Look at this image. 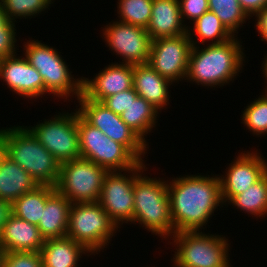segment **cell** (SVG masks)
I'll list each match as a JSON object with an SVG mask.
<instances>
[{"label": "cell", "instance_id": "6da1fadb", "mask_svg": "<svg viewBox=\"0 0 267 267\" xmlns=\"http://www.w3.org/2000/svg\"><path fill=\"white\" fill-rule=\"evenodd\" d=\"M173 177L168 180V195L174 234L207 231L214 212L225 208L218 174L190 173Z\"/></svg>", "mask_w": 267, "mask_h": 267}, {"label": "cell", "instance_id": "7a4b0ae2", "mask_svg": "<svg viewBox=\"0 0 267 267\" xmlns=\"http://www.w3.org/2000/svg\"><path fill=\"white\" fill-rule=\"evenodd\" d=\"M242 43L234 36L220 44L193 46L185 82L209 89L233 83L249 62Z\"/></svg>", "mask_w": 267, "mask_h": 267}, {"label": "cell", "instance_id": "3957f363", "mask_svg": "<svg viewBox=\"0 0 267 267\" xmlns=\"http://www.w3.org/2000/svg\"><path fill=\"white\" fill-rule=\"evenodd\" d=\"M148 169L150 168H146L134 181L133 225L145 228L151 235L157 236V239L161 238V242H166L174 235L168 180L155 175L152 177V173H147Z\"/></svg>", "mask_w": 267, "mask_h": 267}, {"label": "cell", "instance_id": "277c9868", "mask_svg": "<svg viewBox=\"0 0 267 267\" xmlns=\"http://www.w3.org/2000/svg\"><path fill=\"white\" fill-rule=\"evenodd\" d=\"M0 131L1 150L29 173L39 185L56 186L61 163L34 137L25 125H10Z\"/></svg>", "mask_w": 267, "mask_h": 267}, {"label": "cell", "instance_id": "5b68a950", "mask_svg": "<svg viewBox=\"0 0 267 267\" xmlns=\"http://www.w3.org/2000/svg\"><path fill=\"white\" fill-rule=\"evenodd\" d=\"M42 42V40H35L32 36L28 40L25 38L21 54L43 78L46 96L44 100L46 101L47 96L52 95L51 97H55L56 100L63 99V102L67 100L70 102L74 99L76 101L82 94L83 76L76 75L75 77L69 67L70 64L66 62L61 52L55 46Z\"/></svg>", "mask_w": 267, "mask_h": 267}, {"label": "cell", "instance_id": "8992f818", "mask_svg": "<svg viewBox=\"0 0 267 267\" xmlns=\"http://www.w3.org/2000/svg\"><path fill=\"white\" fill-rule=\"evenodd\" d=\"M226 236L204 230L175 233L166 243L174 248L170 250L174 252L171 267H233L231 242Z\"/></svg>", "mask_w": 267, "mask_h": 267}, {"label": "cell", "instance_id": "52a82bcc", "mask_svg": "<svg viewBox=\"0 0 267 267\" xmlns=\"http://www.w3.org/2000/svg\"><path fill=\"white\" fill-rule=\"evenodd\" d=\"M117 231L120 229L98 201L71 204L67 237L84 245L94 256L104 252L105 248L109 249Z\"/></svg>", "mask_w": 267, "mask_h": 267}, {"label": "cell", "instance_id": "ba28073f", "mask_svg": "<svg viewBox=\"0 0 267 267\" xmlns=\"http://www.w3.org/2000/svg\"><path fill=\"white\" fill-rule=\"evenodd\" d=\"M57 114L25 127L60 163L81 158L77 109Z\"/></svg>", "mask_w": 267, "mask_h": 267}, {"label": "cell", "instance_id": "9c48e42d", "mask_svg": "<svg viewBox=\"0 0 267 267\" xmlns=\"http://www.w3.org/2000/svg\"><path fill=\"white\" fill-rule=\"evenodd\" d=\"M77 127L81 158L94 162L108 172L126 171L140 162L124 145L88 124L78 111Z\"/></svg>", "mask_w": 267, "mask_h": 267}, {"label": "cell", "instance_id": "30bf717a", "mask_svg": "<svg viewBox=\"0 0 267 267\" xmlns=\"http://www.w3.org/2000/svg\"><path fill=\"white\" fill-rule=\"evenodd\" d=\"M79 115L91 126L98 128L113 141L124 145L140 162H146L149 145L127 126L120 115L115 114L102 102L92 101L83 93L74 101Z\"/></svg>", "mask_w": 267, "mask_h": 267}, {"label": "cell", "instance_id": "8fae6325", "mask_svg": "<svg viewBox=\"0 0 267 267\" xmlns=\"http://www.w3.org/2000/svg\"><path fill=\"white\" fill-rule=\"evenodd\" d=\"M146 166L149 164L139 162L126 171L108 172L103 179L98 202L120 230L125 223L132 225L134 221L133 185Z\"/></svg>", "mask_w": 267, "mask_h": 267}, {"label": "cell", "instance_id": "7c38bea8", "mask_svg": "<svg viewBox=\"0 0 267 267\" xmlns=\"http://www.w3.org/2000/svg\"><path fill=\"white\" fill-rule=\"evenodd\" d=\"M108 171L94 162L78 158L61 163L56 190L71 203L96 202Z\"/></svg>", "mask_w": 267, "mask_h": 267}, {"label": "cell", "instance_id": "4fadbf2b", "mask_svg": "<svg viewBox=\"0 0 267 267\" xmlns=\"http://www.w3.org/2000/svg\"><path fill=\"white\" fill-rule=\"evenodd\" d=\"M100 36L112 55L119 58L118 63L147 64L152 39L143 27L112 20L101 27ZM122 59V60H121ZM121 60V61H120Z\"/></svg>", "mask_w": 267, "mask_h": 267}, {"label": "cell", "instance_id": "5bb4252c", "mask_svg": "<svg viewBox=\"0 0 267 267\" xmlns=\"http://www.w3.org/2000/svg\"><path fill=\"white\" fill-rule=\"evenodd\" d=\"M192 47L188 33L153 39L148 64L173 84L184 83Z\"/></svg>", "mask_w": 267, "mask_h": 267}, {"label": "cell", "instance_id": "9a60e30c", "mask_svg": "<svg viewBox=\"0 0 267 267\" xmlns=\"http://www.w3.org/2000/svg\"><path fill=\"white\" fill-rule=\"evenodd\" d=\"M242 149L231 163L226 167V171L219 174L222 200L226 205L234 196L242 193L267 172V159L261 154L259 149ZM244 150V151H243Z\"/></svg>", "mask_w": 267, "mask_h": 267}, {"label": "cell", "instance_id": "2e32d148", "mask_svg": "<svg viewBox=\"0 0 267 267\" xmlns=\"http://www.w3.org/2000/svg\"><path fill=\"white\" fill-rule=\"evenodd\" d=\"M0 59V81L12 94L37 101L45 97V85L39 71L30 65L23 54ZM3 80V81H2ZM14 92V93H13ZM32 99V100H31Z\"/></svg>", "mask_w": 267, "mask_h": 267}, {"label": "cell", "instance_id": "e0dca14e", "mask_svg": "<svg viewBox=\"0 0 267 267\" xmlns=\"http://www.w3.org/2000/svg\"><path fill=\"white\" fill-rule=\"evenodd\" d=\"M133 70L132 64L111 62L92 78L83 76L82 93L92 101L102 102L108 96L131 89Z\"/></svg>", "mask_w": 267, "mask_h": 267}, {"label": "cell", "instance_id": "ac0fdd59", "mask_svg": "<svg viewBox=\"0 0 267 267\" xmlns=\"http://www.w3.org/2000/svg\"><path fill=\"white\" fill-rule=\"evenodd\" d=\"M133 79V88L139 96L160 112L166 110L172 101L169 88H174L175 84L161 76L148 63L134 65Z\"/></svg>", "mask_w": 267, "mask_h": 267}, {"label": "cell", "instance_id": "d6986e66", "mask_svg": "<svg viewBox=\"0 0 267 267\" xmlns=\"http://www.w3.org/2000/svg\"><path fill=\"white\" fill-rule=\"evenodd\" d=\"M0 244L6 252H40L44 239L37 225L11 214L0 234Z\"/></svg>", "mask_w": 267, "mask_h": 267}, {"label": "cell", "instance_id": "ffe728a7", "mask_svg": "<svg viewBox=\"0 0 267 267\" xmlns=\"http://www.w3.org/2000/svg\"><path fill=\"white\" fill-rule=\"evenodd\" d=\"M40 254L43 267H81L84 256L93 259L94 255L84 245L67 236L44 240Z\"/></svg>", "mask_w": 267, "mask_h": 267}, {"label": "cell", "instance_id": "44dd1931", "mask_svg": "<svg viewBox=\"0 0 267 267\" xmlns=\"http://www.w3.org/2000/svg\"><path fill=\"white\" fill-rule=\"evenodd\" d=\"M151 39L176 37L187 33L178 0H153L152 15L146 28Z\"/></svg>", "mask_w": 267, "mask_h": 267}, {"label": "cell", "instance_id": "7402d4cb", "mask_svg": "<svg viewBox=\"0 0 267 267\" xmlns=\"http://www.w3.org/2000/svg\"><path fill=\"white\" fill-rule=\"evenodd\" d=\"M38 186L29 173L0 150V199L13 203Z\"/></svg>", "mask_w": 267, "mask_h": 267}, {"label": "cell", "instance_id": "603a6c76", "mask_svg": "<svg viewBox=\"0 0 267 267\" xmlns=\"http://www.w3.org/2000/svg\"><path fill=\"white\" fill-rule=\"evenodd\" d=\"M71 202L57 190L46 200L39 221V232L44 240L67 236L69 210Z\"/></svg>", "mask_w": 267, "mask_h": 267}, {"label": "cell", "instance_id": "cb8c5ba5", "mask_svg": "<svg viewBox=\"0 0 267 267\" xmlns=\"http://www.w3.org/2000/svg\"><path fill=\"white\" fill-rule=\"evenodd\" d=\"M160 113L151 103L138 96L120 115V118L149 145L148 136L153 129L156 130L157 125L160 127V123L158 124Z\"/></svg>", "mask_w": 267, "mask_h": 267}, {"label": "cell", "instance_id": "d4e9b609", "mask_svg": "<svg viewBox=\"0 0 267 267\" xmlns=\"http://www.w3.org/2000/svg\"><path fill=\"white\" fill-rule=\"evenodd\" d=\"M187 33L193 46L206 45L207 42L220 44L234 37L210 10L194 21L192 26L187 28Z\"/></svg>", "mask_w": 267, "mask_h": 267}, {"label": "cell", "instance_id": "484cf974", "mask_svg": "<svg viewBox=\"0 0 267 267\" xmlns=\"http://www.w3.org/2000/svg\"><path fill=\"white\" fill-rule=\"evenodd\" d=\"M232 205V209L237 211H243L249 216H253L258 219L267 217V172L253 185L245 189L244 192L234 196L225 205V208H229Z\"/></svg>", "mask_w": 267, "mask_h": 267}, {"label": "cell", "instance_id": "4316f807", "mask_svg": "<svg viewBox=\"0 0 267 267\" xmlns=\"http://www.w3.org/2000/svg\"><path fill=\"white\" fill-rule=\"evenodd\" d=\"M55 190L54 186L40 185L34 191L23 194L12 203V214L38 226L46 200Z\"/></svg>", "mask_w": 267, "mask_h": 267}, {"label": "cell", "instance_id": "83f0119b", "mask_svg": "<svg viewBox=\"0 0 267 267\" xmlns=\"http://www.w3.org/2000/svg\"><path fill=\"white\" fill-rule=\"evenodd\" d=\"M209 10L212 11L235 37L241 27L246 26L251 18L243 11L238 0H208Z\"/></svg>", "mask_w": 267, "mask_h": 267}, {"label": "cell", "instance_id": "f1b7e54d", "mask_svg": "<svg viewBox=\"0 0 267 267\" xmlns=\"http://www.w3.org/2000/svg\"><path fill=\"white\" fill-rule=\"evenodd\" d=\"M263 91L254 101L248 102L240 115L242 116L240 117L241 123L244 124L246 131L249 130L247 132H251L250 135L258 139L267 135V89Z\"/></svg>", "mask_w": 267, "mask_h": 267}, {"label": "cell", "instance_id": "f546056e", "mask_svg": "<svg viewBox=\"0 0 267 267\" xmlns=\"http://www.w3.org/2000/svg\"><path fill=\"white\" fill-rule=\"evenodd\" d=\"M153 0H118L117 21L147 28L151 20Z\"/></svg>", "mask_w": 267, "mask_h": 267}, {"label": "cell", "instance_id": "4dcf8cb0", "mask_svg": "<svg viewBox=\"0 0 267 267\" xmlns=\"http://www.w3.org/2000/svg\"><path fill=\"white\" fill-rule=\"evenodd\" d=\"M56 0H0L9 20L18 23L20 20H30L41 14L48 13ZM45 12V13H44ZM19 19V20H17Z\"/></svg>", "mask_w": 267, "mask_h": 267}, {"label": "cell", "instance_id": "1f68e13d", "mask_svg": "<svg viewBox=\"0 0 267 267\" xmlns=\"http://www.w3.org/2000/svg\"><path fill=\"white\" fill-rule=\"evenodd\" d=\"M1 267H43L40 252H6Z\"/></svg>", "mask_w": 267, "mask_h": 267}, {"label": "cell", "instance_id": "d6a6232c", "mask_svg": "<svg viewBox=\"0 0 267 267\" xmlns=\"http://www.w3.org/2000/svg\"><path fill=\"white\" fill-rule=\"evenodd\" d=\"M16 22L11 21L2 31H0V59L14 56L19 50V40L17 38ZM17 38V39H16ZM18 47V48H17Z\"/></svg>", "mask_w": 267, "mask_h": 267}, {"label": "cell", "instance_id": "836d02e7", "mask_svg": "<svg viewBox=\"0 0 267 267\" xmlns=\"http://www.w3.org/2000/svg\"><path fill=\"white\" fill-rule=\"evenodd\" d=\"M178 1L181 12V19L187 28L191 26V24L194 21H196L202 14H204L206 11L209 10L208 0H178ZM187 20H189V22Z\"/></svg>", "mask_w": 267, "mask_h": 267}, {"label": "cell", "instance_id": "e575fe53", "mask_svg": "<svg viewBox=\"0 0 267 267\" xmlns=\"http://www.w3.org/2000/svg\"><path fill=\"white\" fill-rule=\"evenodd\" d=\"M138 96L139 95L132 87L131 89L108 96L102 101V103L115 114L121 115Z\"/></svg>", "mask_w": 267, "mask_h": 267}, {"label": "cell", "instance_id": "d590c367", "mask_svg": "<svg viewBox=\"0 0 267 267\" xmlns=\"http://www.w3.org/2000/svg\"><path fill=\"white\" fill-rule=\"evenodd\" d=\"M253 21L255 20L254 28H256V32L258 33L261 41H264L267 44V6L260 10L254 17H252Z\"/></svg>", "mask_w": 267, "mask_h": 267}, {"label": "cell", "instance_id": "8d00e7d4", "mask_svg": "<svg viewBox=\"0 0 267 267\" xmlns=\"http://www.w3.org/2000/svg\"><path fill=\"white\" fill-rule=\"evenodd\" d=\"M241 8L250 18L267 6V0H238Z\"/></svg>", "mask_w": 267, "mask_h": 267}, {"label": "cell", "instance_id": "74e56055", "mask_svg": "<svg viewBox=\"0 0 267 267\" xmlns=\"http://www.w3.org/2000/svg\"><path fill=\"white\" fill-rule=\"evenodd\" d=\"M11 214H12V203L7 200L0 199V234Z\"/></svg>", "mask_w": 267, "mask_h": 267}, {"label": "cell", "instance_id": "f35d334b", "mask_svg": "<svg viewBox=\"0 0 267 267\" xmlns=\"http://www.w3.org/2000/svg\"><path fill=\"white\" fill-rule=\"evenodd\" d=\"M10 22L11 20L8 19L7 14L5 13L0 2V31H2Z\"/></svg>", "mask_w": 267, "mask_h": 267}, {"label": "cell", "instance_id": "ab89813d", "mask_svg": "<svg viewBox=\"0 0 267 267\" xmlns=\"http://www.w3.org/2000/svg\"><path fill=\"white\" fill-rule=\"evenodd\" d=\"M263 56H264L263 61H262L263 63L261 65L262 70H260V71H262L261 74H263L262 76L265 78L264 80H266V81H264V83L266 82L265 83L266 85H264L266 87H264V89H267V53H266V55L263 54Z\"/></svg>", "mask_w": 267, "mask_h": 267}, {"label": "cell", "instance_id": "60d3db41", "mask_svg": "<svg viewBox=\"0 0 267 267\" xmlns=\"http://www.w3.org/2000/svg\"><path fill=\"white\" fill-rule=\"evenodd\" d=\"M4 254H5V251H4V249L2 248V246L0 244V267L2 266V261H3V258H4Z\"/></svg>", "mask_w": 267, "mask_h": 267}]
</instances>
